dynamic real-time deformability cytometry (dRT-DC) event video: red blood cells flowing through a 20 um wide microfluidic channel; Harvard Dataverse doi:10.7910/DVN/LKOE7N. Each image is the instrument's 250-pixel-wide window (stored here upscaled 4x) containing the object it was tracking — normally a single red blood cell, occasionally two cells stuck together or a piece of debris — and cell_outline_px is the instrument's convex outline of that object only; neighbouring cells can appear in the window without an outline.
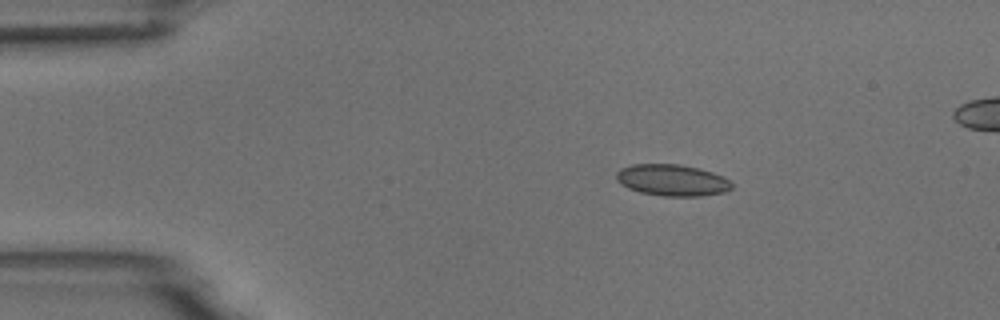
{"species": "common noctule bat (a hibernating species)", "species_latin": "Nyctalus noctula", "temperature_condition": "room temperature", "stored_images_in_passage": 4, "camera_frame_rate_fps": 3000, "um_per_image_px": 0.085, "animal": {"sex": "male", "body_mass_g": 18.8}, "frame": {"image": 1, "passage_image": 1, "time_ms": 0.0, "image_size_px": [1000, 320], "cell_outline_px": [[732, 188], [724, 192], [700, 196], [664, 196], [640, 192], [628, 188], [620, 184], [616, 180], [616, 172], [620, 168], [632, 164], [680, 164], [700, 168], [724, 176], [732, 184]], "centroid_in_image_um": [57.11, 15.3], "position_along_channel_um": 27.9, "area_um2": 21.33}}